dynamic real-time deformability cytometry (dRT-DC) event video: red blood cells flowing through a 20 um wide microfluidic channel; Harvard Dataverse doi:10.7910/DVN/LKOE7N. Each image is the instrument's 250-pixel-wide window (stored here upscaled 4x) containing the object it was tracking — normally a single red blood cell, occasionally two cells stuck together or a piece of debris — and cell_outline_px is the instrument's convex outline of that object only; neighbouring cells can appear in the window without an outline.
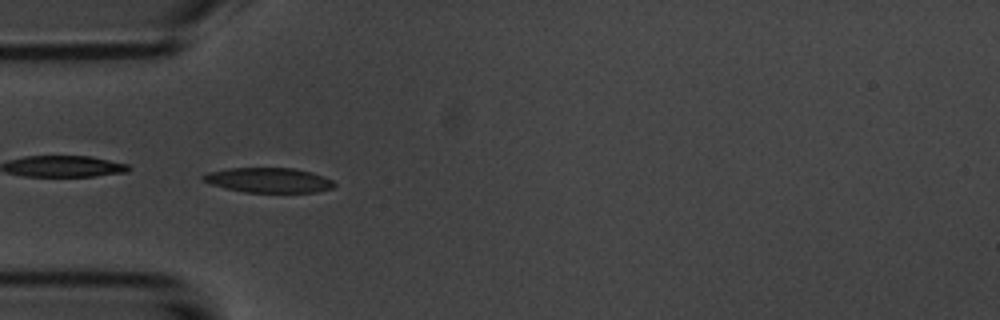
{"species": "common noctule bat (a hibernating species)", "species_latin": "Nyctalus noctula", "temperature_condition": "room temperature", "stored_images_in_passage": 54, "camera_frame_rate_fps": 3000, "um_per_image_px": 0.085, "animal": {"sex": "male", "body_mass_g": 20.1, "forearm_length_mm": 53.5}, "frame": {"image": 1, "passage_image": 16, "time_ms": 5.0, "image_size_px": [1000, 320], "cell_outline_px": [[336, 184], [332, 188], [316, 192], [244, 192], [224, 188], [200, 180], [200, 176], [208, 172], [228, 168], [292, 168], [312, 172], [324, 176], [332, 180]], "centroid_in_image_um": [22.8, 15.31], "position_along_channel_um": 62.2, "area_um2": 19.07}}
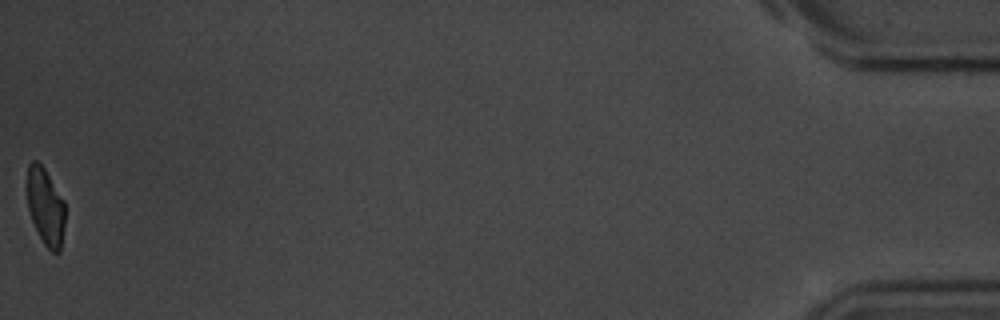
{"frame": {"image": 2, "passage_image": 54, "time_ms": 17.667, "image_size_px": [1000, 320], "cell_outline_px": [[64, 224], [60, 252], [52, 252], [44, 244], [32, 220], [28, 208], [28, 164], [32, 160], [36, 160], [44, 168], [64, 200]], "centroid_in_image_um": [3.88, 17.56], "position_along_channel_um": 431.3, "area_um2": 16.7}, "authors_computed_cell_mechanics": {"area_um2": 18.8717, "velocity_mm_per_s": 3.7057, "shape_relaxation_time_tau1_ms": 2.7348, "shape_relaxation_time_tau2_ms": 2.8496, "deformation_change_tau1": 0.1263, "deformation_change_tau2": 0.105}}